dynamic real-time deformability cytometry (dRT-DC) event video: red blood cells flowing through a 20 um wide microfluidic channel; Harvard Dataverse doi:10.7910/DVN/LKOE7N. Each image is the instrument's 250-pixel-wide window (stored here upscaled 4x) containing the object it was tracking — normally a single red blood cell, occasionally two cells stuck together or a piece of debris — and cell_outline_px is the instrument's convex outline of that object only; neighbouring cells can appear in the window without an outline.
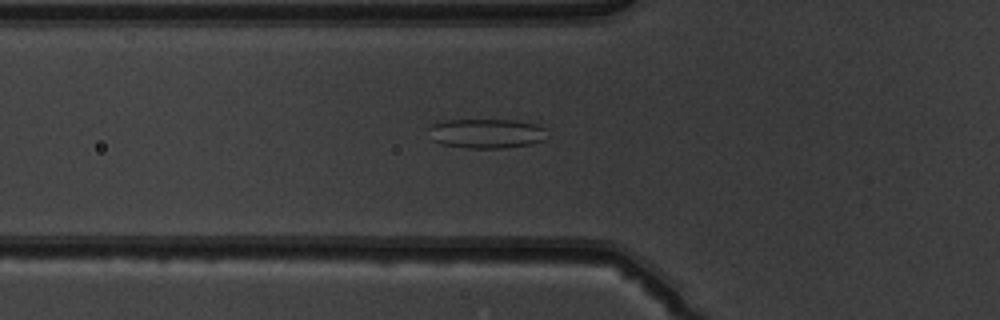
{"species": "common noctule bat (a hibernating species)", "species_latin": "Nyctalus noctula", "temperature_condition": "warm", "stored_images_in_passage": 52, "camera_frame_rate_fps": 3000, "um_per_image_px": 0.085, "animal": {"sex": "male", "body_mass_g": 19.5, "forearm_length_mm": 54.6}, "frame": {"image": 1, "passage_image": 19, "time_ms": 6.0, "image_size_px": [1000, 320], "cell_outline_px": [[544, 140], [532, 144], [504, 148], [468, 148], [440, 144], [432, 140], [428, 128], [432, 124], [444, 120], [516, 120], [536, 124], [544, 128]], "centroid_in_image_um": [41.31, 11.34], "position_along_channel_um": 84.5, "area_um2": 20.4}}
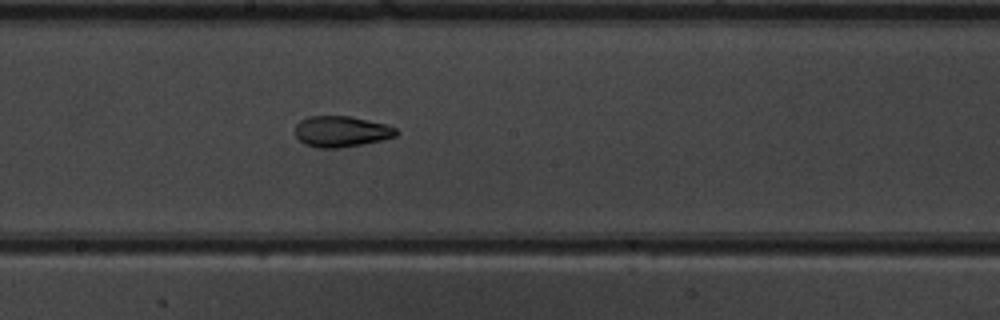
{"frame": {"image": 2, "passage_image": 29, "time_ms": 9.333, "image_size_px": [1000, 320], "cell_outline_px": [[400, 132], [396, 136], [384, 140], [340, 148], [316, 148], [304, 144], [296, 136], [296, 124], [300, 120], [308, 116], [352, 116], [384, 124], [396, 128]], "centroid_in_image_um": [29.02, 11.18], "position_along_channel_um": 219.2, "area_um2": 18.38}}
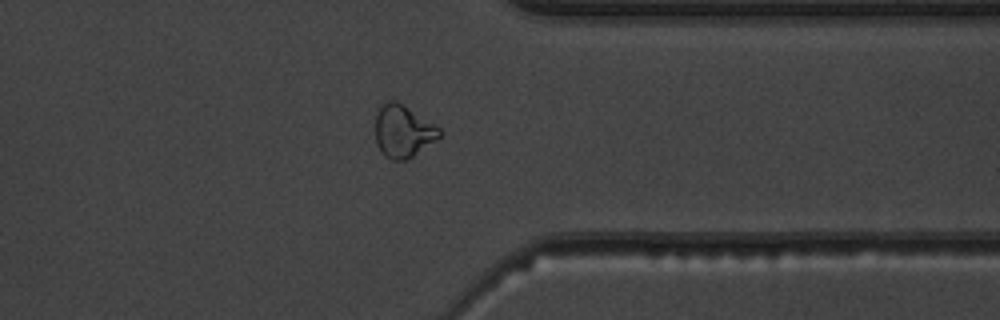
{"frame": {"image": 3, "passage_image": 41, "time_ms": 13.333, "image_size_px": [1000, 320], "cell_outline_px": [[440, 136], [436, 140], [408, 160], [392, 160], [384, 156], [380, 152], [376, 144], [376, 116], [380, 108], [388, 100], [396, 100], [440, 128]], "centroid_in_image_um": [34.24, 11.19], "position_along_channel_um": 377.2, "area_um2": 19.42}, "authors_computed_cell_mechanics": {"area_um2": 20.7213, "velocity_mm_per_s": 4.0349, "shape_relaxation_time_tau1_ms": 9.1326, "shape_relaxation_time_tau2_ms": 2.1203, "deformation_change_tau1": 0.1968, "deformation_change_tau2": 0.0857}}